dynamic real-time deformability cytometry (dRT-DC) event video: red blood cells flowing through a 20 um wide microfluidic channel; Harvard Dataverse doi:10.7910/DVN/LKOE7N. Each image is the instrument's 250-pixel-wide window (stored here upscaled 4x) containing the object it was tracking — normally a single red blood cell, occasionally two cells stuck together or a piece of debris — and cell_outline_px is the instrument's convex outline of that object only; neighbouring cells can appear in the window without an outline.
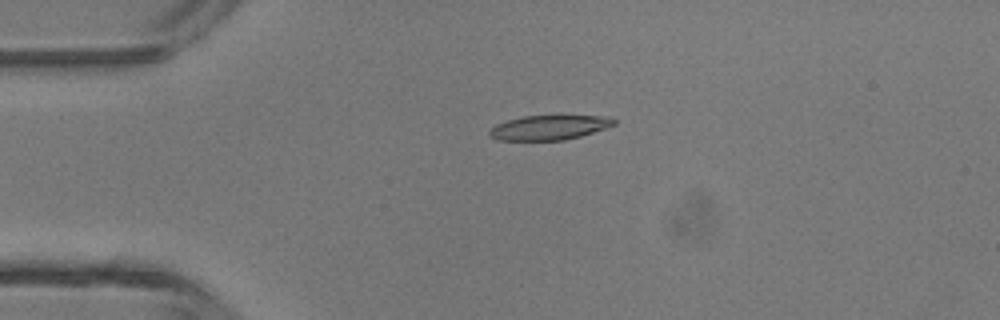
{"species": "common noctule bat (a hibernating species)", "species_latin": "Nyctalus noctula", "temperature_condition": "room temperature", "stored_images_in_passage": 4, "camera_frame_rate_fps": 3000, "um_per_image_px": 0.085, "animal": {"sex": "male", "body_mass_g": 13.3}, "frame": {"image": 1, "passage_image": 3, "time_ms": 0.667, "image_size_px": [1000, 320], "cell_outline_px": [[616, 124], [580, 136], [564, 140], [496, 140], [488, 136], [488, 132], [496, 124], [508, 120], [524, 116], [608, 116], [616, 120]], "centroid_in_image_um": [46.65, 10.84], "position_along_channel_um": 38.4, "area_um2": 17.69}}